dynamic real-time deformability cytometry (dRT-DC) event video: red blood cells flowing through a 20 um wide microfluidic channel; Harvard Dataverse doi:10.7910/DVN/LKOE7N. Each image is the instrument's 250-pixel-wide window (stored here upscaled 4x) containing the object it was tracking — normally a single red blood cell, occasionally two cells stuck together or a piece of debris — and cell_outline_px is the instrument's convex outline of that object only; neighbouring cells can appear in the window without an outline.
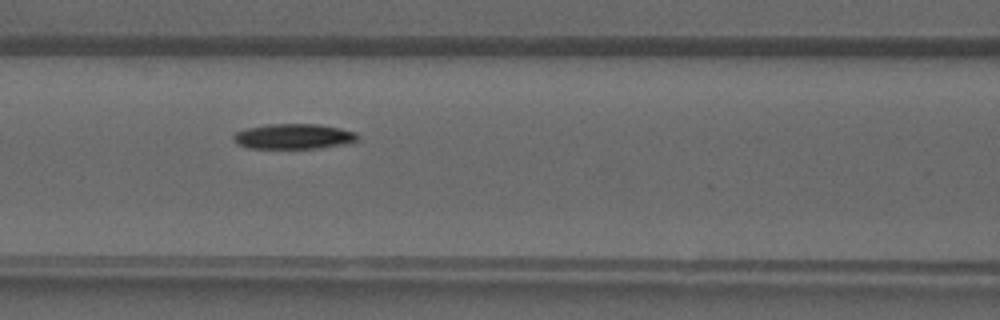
{"species": "common noctule bat (a hibernating species)", "species_latin": "Nyctalus noctula", "temperature_condition": "warm", "stored_images_in_passage": 29, "camera_frame_rate_fps": 3000, "um_per_image_px": 0.085, "animal": {"sex": "male", "forearm_length_mm": 52.5}, "frame": {"image": 1, "passage_image": 8, "time_ms": 2.333, "image_size_px": [1000, 320], "cell_outline_px": [[360, 140], [348, 144], [320, 148], [248, 148], [236, 144], [232, 140], [232, 136], [236, 132], [248, 128], [268, 124], [320, 124], [340, 128], [356, 132], [360, 136]], "centroid_in_image_um": [25.0, 11.6], "position_along_channel_um": 141.6, "area_um2": 18.55}}
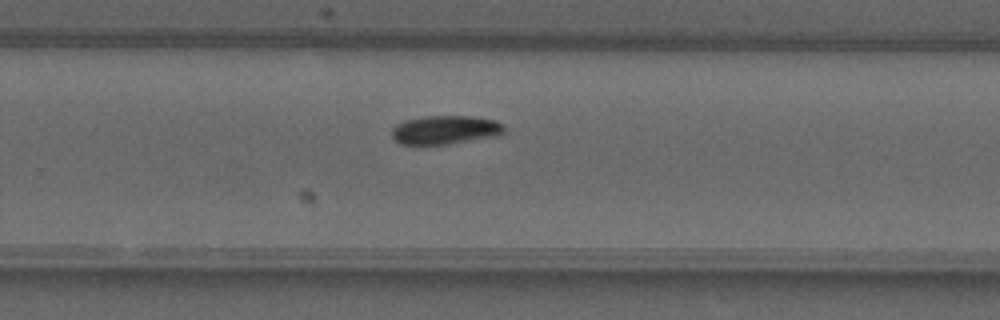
{"frame": {"image": 2, "passage_image": 17, "time_ms": 5.333, "image_size_px": [1000, 320], "cell_outline_px": [[504, 132], [500, 136], [448, 144], [400, 144], [392, 136], [392, 128], [396, 124], [408, 120], [428, 116], [472, 116], [496, 120], [504, 124]], "centroid_in_image_um": [37.91, 11.04], "position_along_channel_um": 291.9, "area_um2": 18.84}}
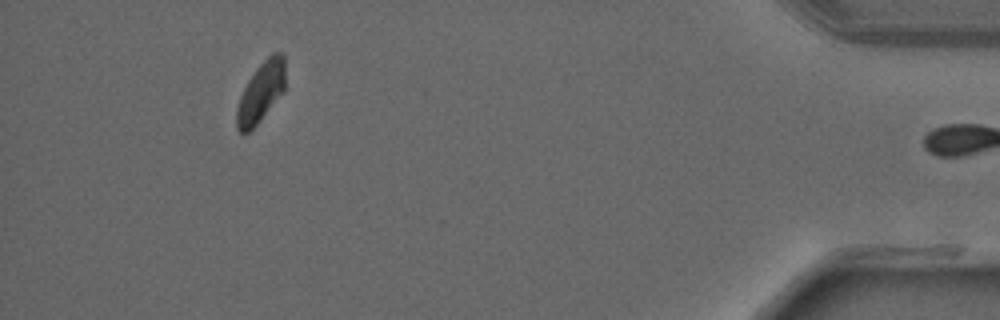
{"frame": {"image": 3, "passage_image": 28, "time_ms": 9.0, "image_size_px": [1000, 320], "cell_outline_px": [[284, 92], [256, 124], [248, 132], [240, 132], [236, 128], [236, 112], [240, 96], [248, 80], [256, 68], [272, 52], [284, 52]], "centroid_in_image_um": [22.18, 7.8], "position_along_channel_um": 413.0, "area_um2": 16.82}}